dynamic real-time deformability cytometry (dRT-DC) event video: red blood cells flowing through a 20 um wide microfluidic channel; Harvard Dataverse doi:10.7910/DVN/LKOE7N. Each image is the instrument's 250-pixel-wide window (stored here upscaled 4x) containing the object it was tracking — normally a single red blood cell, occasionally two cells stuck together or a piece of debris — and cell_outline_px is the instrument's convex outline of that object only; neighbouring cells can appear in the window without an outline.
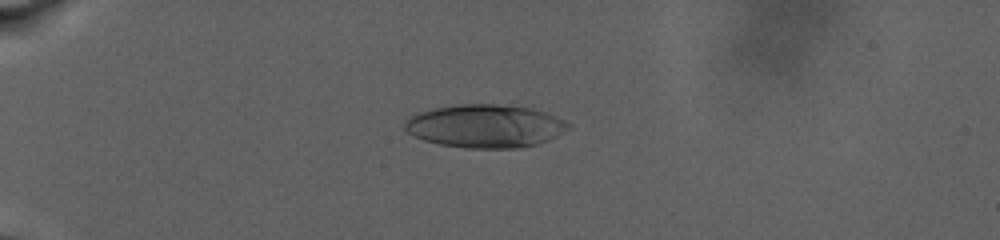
{"species": "human", "species_latin": "Homo sapiens", "temperature_condition": "warm", "stored_images_in_passage": 16, "camera_frame_rate_fps": 3000, "um_per_image_px": 0.085, "donor": {"sex": "male"}, "frame": {"image": 1, "passage_image": 2, "time_ms": 0.333, "image_size_px": [1000, 240], "cell_outline_px": [[572, 128], [548, 140], [536, 144], [520, 148], [464, 148], [440, 144], [424, 140], [412, 136], [404, 128], [404, 124], [412, 116], [420, 112], [436, 108], [460, 104], [496, 104], [532, 108], [548, 112], [572, 124]], "centroid_in_image_um": [41.3, 10.72], "position_along_channel_um": 43.7, "area_um2": 41.21}}